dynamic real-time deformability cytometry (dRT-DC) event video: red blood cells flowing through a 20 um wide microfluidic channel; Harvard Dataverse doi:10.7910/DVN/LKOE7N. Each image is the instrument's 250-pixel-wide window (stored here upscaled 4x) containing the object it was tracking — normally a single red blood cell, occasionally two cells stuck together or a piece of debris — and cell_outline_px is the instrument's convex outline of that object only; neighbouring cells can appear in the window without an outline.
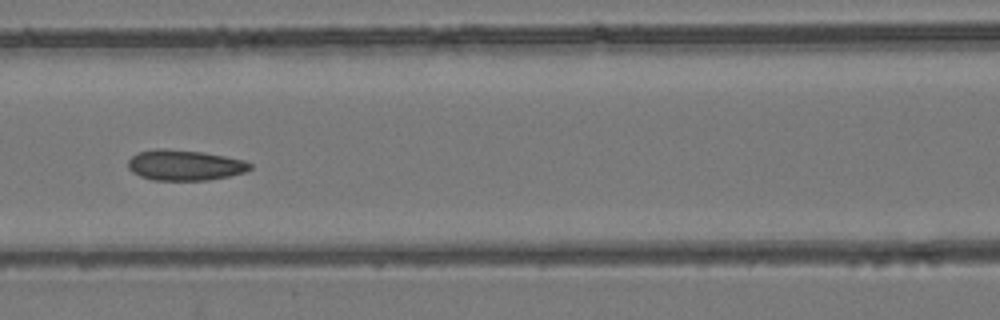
{"species": "common noctule bat (a hibernating species)", "species_latin": "Nyctalus noctula", "temperature_condition": "room temperature", "stored_images_in_passage": 8, "camera_frame_rate_fps": 3000, "um_per_image_px": 0.085, "animal": {"sex": "female", "body_mass_g": 24.6, "forearm_length_mm": 56.2}, "frame": {"image": 1, "passage_image": 7, "time_ms": 2.0, "image_size_px": [1000, 320], "cell_outline_px": [[252, 168], [244, 172], [228, 176], [208, 180], [152, 180], [140, 176], [132, 172], [128, 168], [128, 160], [136, 152], [156, 148], [164, 148], [204, 152], [244, 160], [252, 164]], "centroid_in_image_um": [15.67, 14.03], "position_along_channel_um": 150.9, "area_um2": 21.85}}
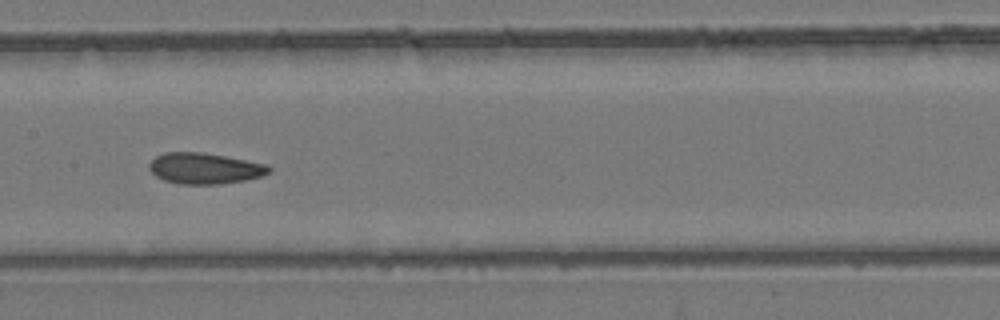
{"frame": {"image": 2, "passage_image": 8, "time_ms": 2.333, "image_size_px": [1000, 320], "cell_outline_px": [[272, 172], [260, 176], [244, 180], [220, 184], [180, 184], [164, 180], [156, 176], [148, 168], [148, 164], [156, 156], [164, 152], [200, 152], [224, 156], [264, 164], [272, 168]], "centroid_in_image_um": [17.36, 14.31], "position_along_channel_um": 190.0, "area_um2": 21.44}}